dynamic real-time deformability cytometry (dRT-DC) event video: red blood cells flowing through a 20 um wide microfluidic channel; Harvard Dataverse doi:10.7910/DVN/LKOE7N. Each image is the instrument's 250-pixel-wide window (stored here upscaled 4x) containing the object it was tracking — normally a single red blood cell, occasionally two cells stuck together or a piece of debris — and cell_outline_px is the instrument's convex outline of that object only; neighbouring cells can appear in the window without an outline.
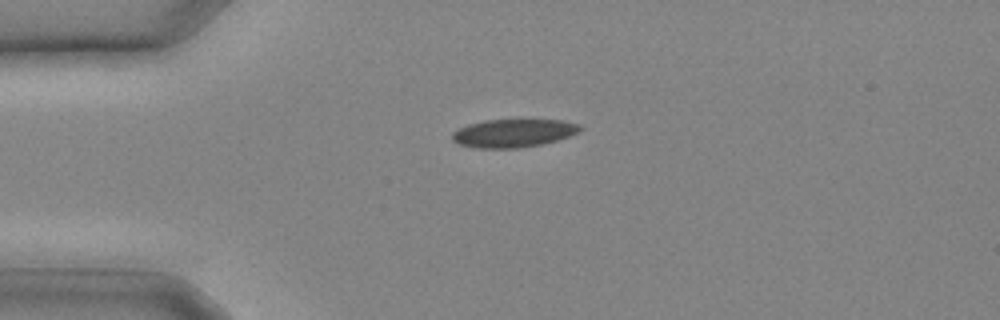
{"species": "common noctule bat (a hibernating species)", "species_latin": "Nyctalus noctula", "temperature_condition": "cold", "stored_images_in_passage": 6, "camera_frame_rate_fps": 3000, "um_per_image_px": 0.085, "animal": {"sex": "male", "body_mass_g": 20.4}, "frame": {"image": 1, "passage_image": 1, "time_ms": 0.0, "image_size_px": [1000, 320], "cell_outline_px": [[584, 128], [568, 136], [556, 140], [540, 144], [520, 148], [476, 148], [460, 144], [452, 140], [452, 132], [468, 124], [484, 120], [560, 120], [580, 124]], "centroid_in_image_um": [43.62, 11.31], "position_along_channel_um": 41.4, "area_um2": 20.81}}
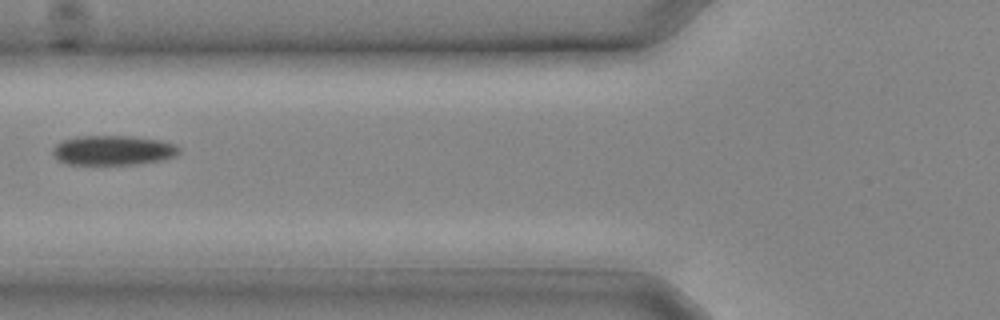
{"frame": {"image": 2, "passage_image": 5, "time_ms": 1.333, "image_size_px": [1000, 320], "cell_outline_px": [[180, 152], [176, 156], [164, 160], [132, 164], [64, 164], [56, 160], [52, 152], [52, 148], [56, 144], [64, 140], [84, 136], [132, 136], [160, 140], [172, 144], [180, 148]], "centroid_in_image_um": [9.6, 12.78], "position_along_channel_um": 116.2, "area_um2": 21.85}}